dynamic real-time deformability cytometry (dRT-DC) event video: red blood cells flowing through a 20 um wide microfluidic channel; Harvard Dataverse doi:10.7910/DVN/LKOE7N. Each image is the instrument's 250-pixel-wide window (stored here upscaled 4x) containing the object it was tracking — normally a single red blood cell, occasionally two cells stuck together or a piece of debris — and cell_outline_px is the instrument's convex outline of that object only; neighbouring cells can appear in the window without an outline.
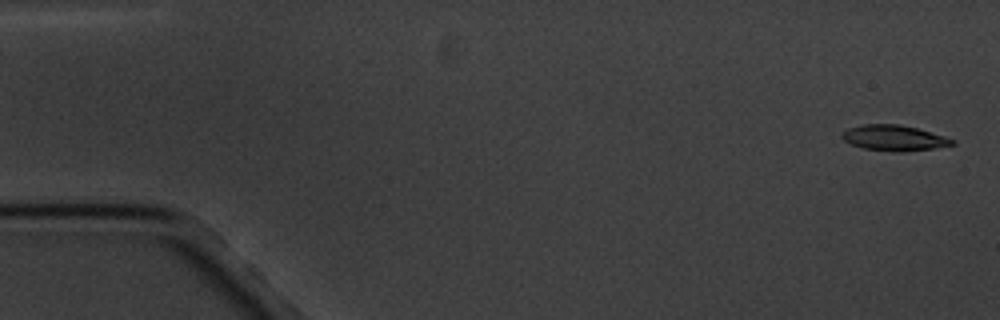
{"species": "common noctule bat (a hibernating species)", "species_latin": "Nyctalus noctula", "temperature_condition": "cold", "stored_images_in_passage": 11, "camera_frame_rate_fps": 3000, "um_per_image_px": 0.085, "animal": {"sex": "male", "body_mass_g": 20.1, "forearm_length_mm": 53.5}, "frame": {"image": 1, "passage_image": 1, "time_ms": 0.0, "image_size_px": [1000, 320], "cell_outline_px": [[956, 144], [936, 148], [900, 152], [892, 152], [864, 148], [852, 144], [844, 140], [840, 136], [848, 128], [864, 124], [900, 124], [916, 128], [944, 136], [956, 140]], "centroid_in_image_um": [76.02, 11.73], "position_along_channel_um": 9.0, "area_um2": 16.42}}
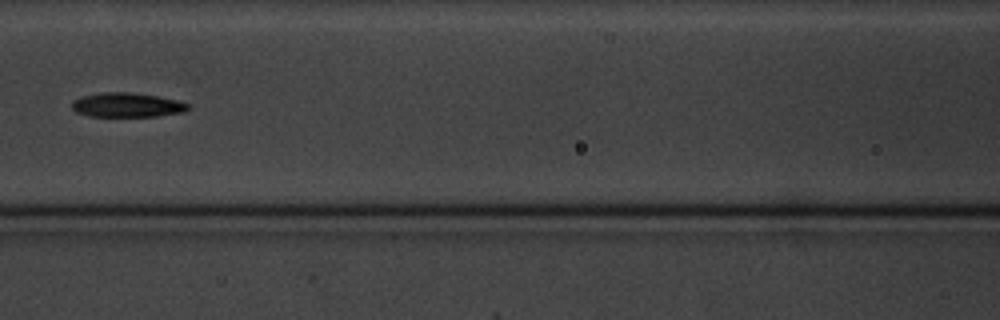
{"frame": {"image": 2, "passage_image": 7, "time_ms": 8.0, "image_size_px": [1000, 320], "cell_outline_px": [[192, 108], [184, 112], [156, 116], [88, 116], [76, 112], [72, 108], [72, 100], [84, 96], [104, 92], [128, 92], [156, 96], [176, 100], [192, 104]], "centroid_in_image_um": [10.84, 8.93], "position_along_channel_um": 155.8, "area_um2": 16.47}}
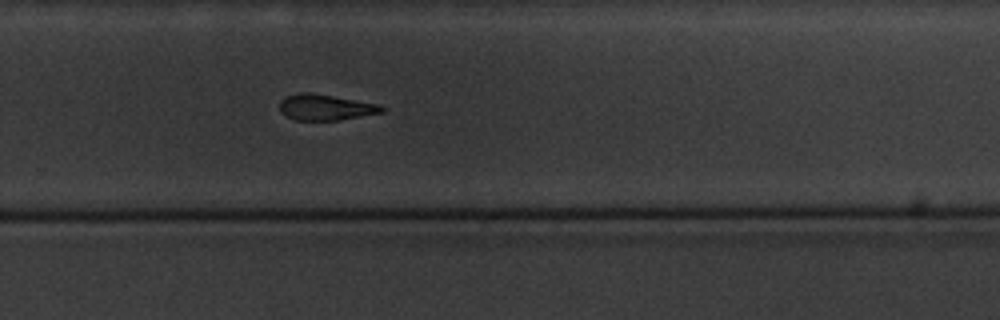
{"frame": {"image": 3, "passage_image": 11, "time_ms": 12.333, "image_size_px": [1000, 320], "cell_outline_px": [[384, 112], [340, 120], [296, 120], [284, 116], [280, 112], [280, 100], [284, 96], [300, 92], [308, 92], [380, 104], [384, 108]], "centroid_in_image_um": [27.63, 9.12], "position_along_channel_um": 302.2, "area_um2": 15.49}}